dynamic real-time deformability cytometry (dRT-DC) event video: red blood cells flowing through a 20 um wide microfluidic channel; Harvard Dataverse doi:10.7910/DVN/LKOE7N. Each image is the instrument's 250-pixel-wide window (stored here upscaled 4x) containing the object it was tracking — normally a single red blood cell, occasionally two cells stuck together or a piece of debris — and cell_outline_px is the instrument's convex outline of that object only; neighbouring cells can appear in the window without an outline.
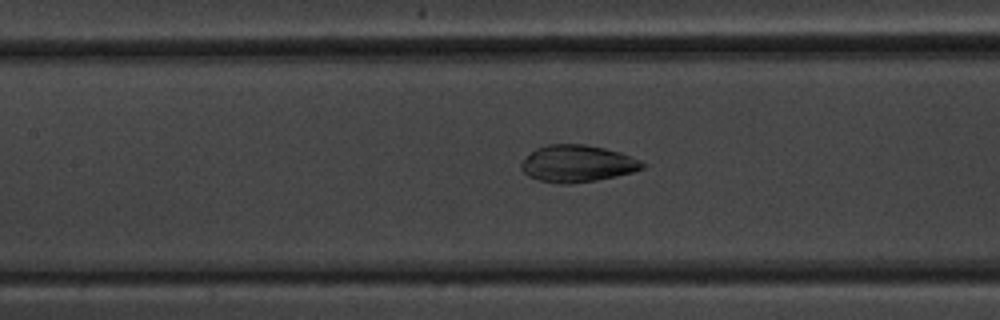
{"species": "common noctule bat (a hibernating species)", "species_latin": "Nyctalus noctula", "temperature_condition": "warm", "stored_images_in_passage": 54, "camera_frame_rate_fps": 3000, "um_per_image_px": 0.085, "animal": {"sex": "male", "body_mass_g": 20.1, "forearm_length_mm": 53.5}, "frame": {"image": 1, "passage_image": 23, "time_ms": 7.333, "image_size_px": [1000, 320], "cell_outline_px": [[648, 164], [644, 168], [632, 172], [616, 176], [596, 180], [572, 184], [560, 184], [540, 180], [528, 176], [520, 168], [520, 164], [536, 148], [548, 144], [584, 144], [604, 148], [620, 152], [640, 160]], "centroid_in_image_um": [49.09, 13.91], "position_along_channel_um": 158.3, "area_um2": 26.07}}
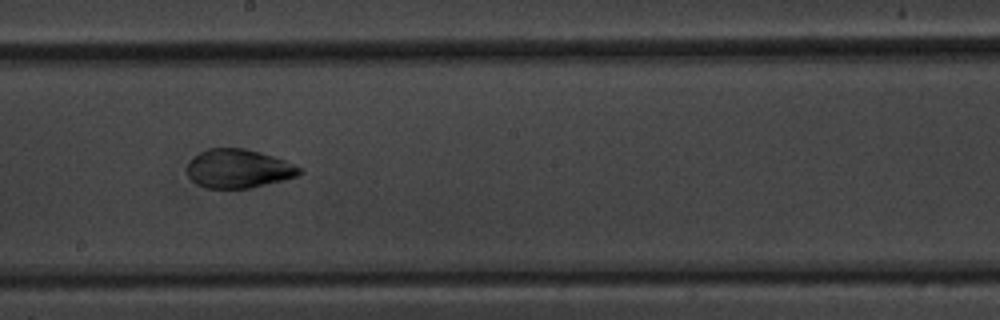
{"frame": {"image": 2, "passage_image": 29, "time_ms": 9.333, "image_size_px": [1000, 320], "cell_outline_px": [[304, 172], [296, 176], [284, 180], [252, 188], [204, 188], [196, 184], [188, 176], [188, 164], [200, 152], [208, 148], [244, 148], [260, 152], [284, 160], [300, 168]], "centroid_in_image_um": [20.28, 14.35], "position_along_channel_um": 227.9, "area_um2": 25.26}}
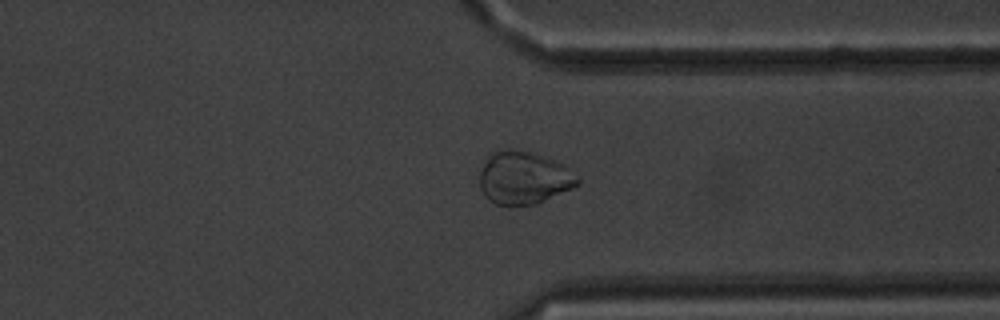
{"frame": {"image": 3, "passage_image": 41, "time_ms": 13.333, "image_size_px": [1000, 320], "cell_outline_px": [[580, 184], [572, 188], [536, 204], [496, 204], [488, 200], [484, 196], [480, 188], [480, 172], [488, 152], [504, 148], [512, 148], [532, 152], [564, 164], [580, 180]], "centroid_in_image_um": [44.48, 15.08], "position_along_channel_um": 366.9, "area_um2": 30.29}}